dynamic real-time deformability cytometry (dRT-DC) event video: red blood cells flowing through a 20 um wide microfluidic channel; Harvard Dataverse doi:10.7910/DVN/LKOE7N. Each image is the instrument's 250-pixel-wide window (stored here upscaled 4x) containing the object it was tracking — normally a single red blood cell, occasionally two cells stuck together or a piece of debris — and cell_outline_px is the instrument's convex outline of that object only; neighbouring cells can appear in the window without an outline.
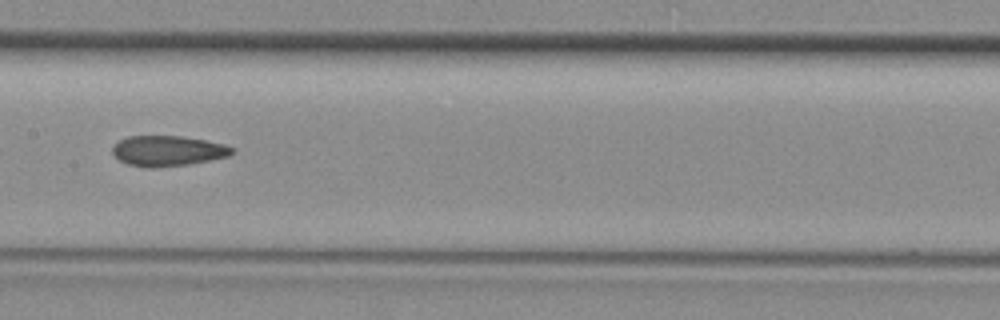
{"species": "common noctule bat (a hibernating species)", "species_latin": "Nyctalus noctula", "temperature_condition": "room temperature", "stored_images_in_passage": 30, "camera_frame_rate_fps": 3000, "um_per_image_px": 0.085, "animal": {"sex": "female", "body_mass_g": 29.2, "forearm_length_mm": 56.3}, "frame": {"image": 1, "passage_image": 9, "time_ms": 2.667, "image_size_px": [1000, 320], "cell_outline_px": [[236, 148], [228, 156], [188, 164], [152, 168], [148, 168], [128, 164], [120, 160], [112, 152], [112, 148], [120, 140], [128, 136], [180, 136], [204, 140], [224, 144]], "centroid_in_image_um": [14.26, 12.82], "position_along_channel_um": 193.1, "area_um2": 20.92}}